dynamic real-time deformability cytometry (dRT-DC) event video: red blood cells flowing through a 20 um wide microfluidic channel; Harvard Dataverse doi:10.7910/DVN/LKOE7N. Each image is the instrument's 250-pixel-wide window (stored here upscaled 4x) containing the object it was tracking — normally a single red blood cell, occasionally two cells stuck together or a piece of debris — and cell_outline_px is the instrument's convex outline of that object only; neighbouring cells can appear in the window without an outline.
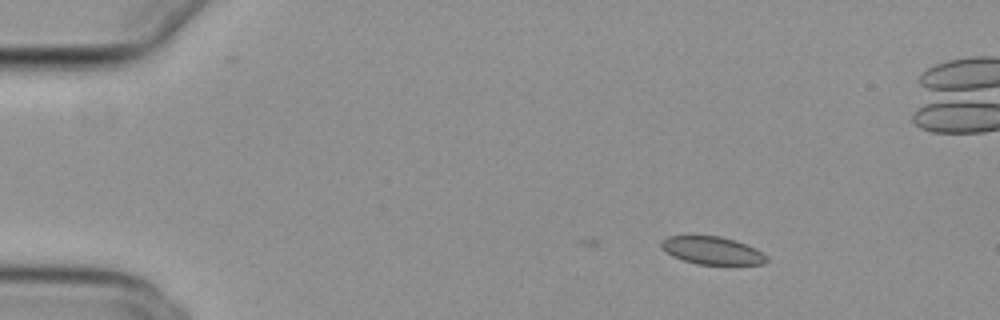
{"species": "common noctule bat (a hibernating species)", "species_latin": "Nyctalus noctula", "temperature_condition": "cold", "stored_images_in_passage": 3, "camera_frame_rate_fps": 3000, "um_per_image_px": 0.085, "animal": {"sex": "female", "body_mass_g": 29.2, "forearm_length_mm": 56.3}, "frame": {"image": 1, "passage_image": 3, "time_ms": 0.667, "image_size_px": [1000, 320], "cell_outline_px": [[768, 260], [764, 264], [696, 264], [672, 256], [660, 248], [660, 240], [668, 236], [720, 236], [736, 240], [756, 248], [768, 256]], "centroid_in_image_um": [60.53, 21.28], "position_along_channel_um": 24.5, "area_um2": 17.17}}